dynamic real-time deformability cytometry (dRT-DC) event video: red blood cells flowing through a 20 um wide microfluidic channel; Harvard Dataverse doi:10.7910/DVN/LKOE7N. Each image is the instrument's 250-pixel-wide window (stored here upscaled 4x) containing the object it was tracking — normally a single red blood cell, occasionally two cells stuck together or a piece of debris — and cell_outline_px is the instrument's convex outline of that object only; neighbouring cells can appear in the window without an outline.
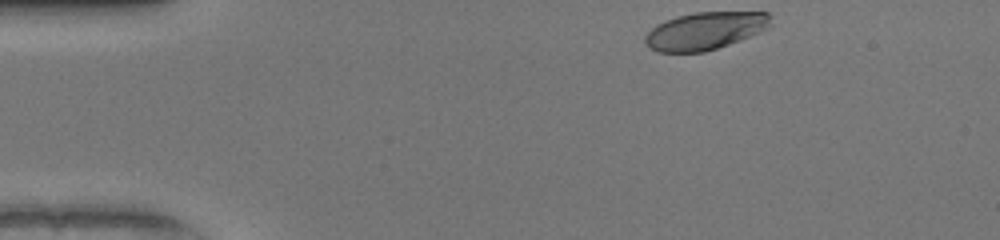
{"species": "human", "species_latin": "Homo sapiens", "temperature_condition": "warm", "stored_images_in_passage": 35, "camera_frame_rate_fps": 3000, "um_per_image_px": 0.085, "donor": {"sex": "female"}, "frame": {"image": 1, "passage_image": 1, "time_ms": 0.0, "image_size_px": [1000, 240], "cell_outline_px": [[772, 24], [768, 28], [760, 32], [740, 40], [704, 52], [656, 52], [644, 44], [644, 36], [656, 24], [664, 20], [676, 16], [696, 12], [768, 12]], "centroid_in_image_um": [59.9, 2.62], "position_along_channel_um": 25.1, "area_um2": 27.63}}
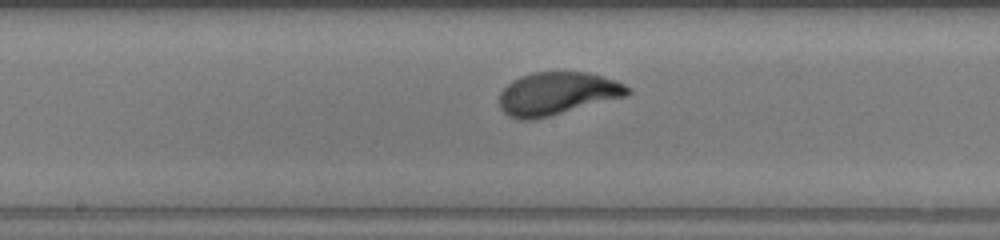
{"frame": {"image": 2, "passage_image": 20, "time_ms": 6.333, "image_size_px": [1000, 240], "cell_outline_px": [[632, 92], [628, 96], [532, 120], [516, 120], [508, 116], [500, 108], [500, 92], [512, 80], [520, 76], [536, 72], [588, 72], [616, 80], [624, 84]], "centroid_in_image_um": [47.36, 7.95], "position_along_channel_um": 200.8, "area_um2": 32.02}}
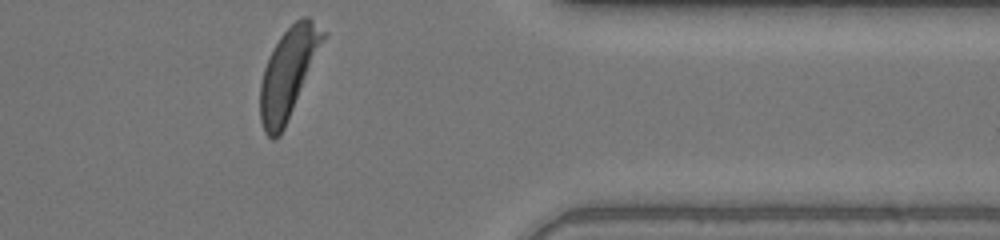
{"frame": {"image": 3, "passage_image": 35, "time_ms": 11.333, "image_size_px": [1000, 240], "cell_outline_px": [[328, 32], [284, 128], [280, 136], [272, 140], [264, 132], [260, 120], [260, 84], [264, 68], [272, 48], [280, 36], [296, 20], [304, 16], [308, 16]], "centroid_in_image_um": [24.49, 6.19], "position_along_channel_um": 386.9, "area_um2": 32.54}, "authors_computed_cell_mechanics": {"area_um2": 31.3854, "velocity_mm_per_s": 4.0483, "shape_relaxation_time_tau1_ms": 2.2957, "shape_relaxation_time_tau2_ms": null, "deformation_change_tau1": 0.1759, "deformation_change_tau2": null}}